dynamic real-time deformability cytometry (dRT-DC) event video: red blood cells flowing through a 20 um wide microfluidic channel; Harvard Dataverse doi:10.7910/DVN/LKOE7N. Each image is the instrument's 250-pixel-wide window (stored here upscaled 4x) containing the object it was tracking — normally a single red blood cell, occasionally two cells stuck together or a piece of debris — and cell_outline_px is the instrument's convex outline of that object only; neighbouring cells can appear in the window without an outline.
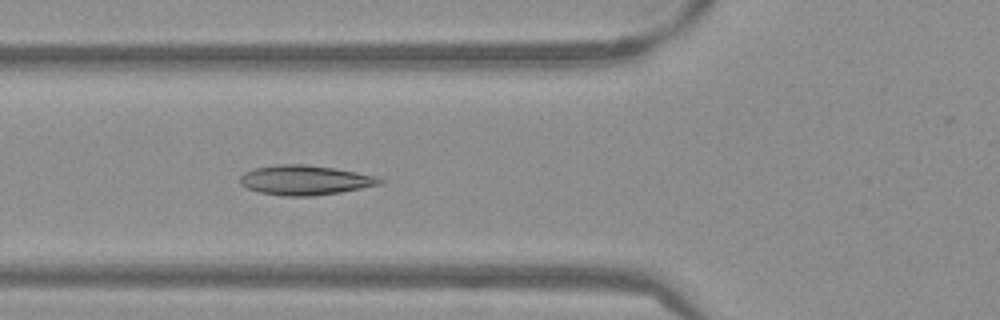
{"species": "Egyptian fruit bat (a non-hibernating species)", "species_latin": "Rousettus aegyptiacus", "temperature_condition": "warm", "stored_images_in_passage": 52, "camera_frame_rate_fps": 3000, "um_per_image_px": 0.085, "frame": {"image": 1, "passage_image": 19, "time_ms": 6.0, "image_size_px": [1000, 320], "cell_outline_px": [[384, 180], [380, 184], [340, 192], [312, 196], [284, 196], [260, 192], [248, 188], [240, 184], [240, 176], [244, 172], [252, 168], [276, 164], [304, 164], [332, 168], [356, 172], [376, 176]], "centroid_in_image_um": [25.88, 15.3], "position_along_channel_um": 99.9, "area_um2": 24.04}}
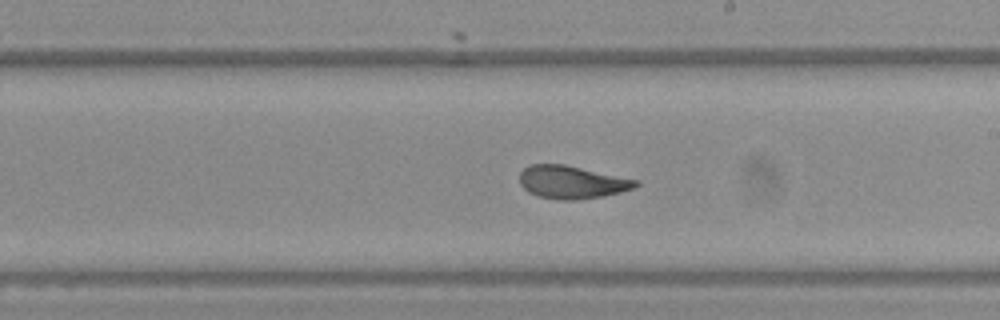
{"frame": {"image": 2, "passage_image": 30, "time_ms": 9.667, "image_size_px": [1000, 320], "cell_outline_px": [[640, 184], [632, 188], [620, 192], [600, 196], [576, 200], [560, 200], [540, 196], [528, 192], [520, 184], [520, 172], [528, 164], [564, 164], [640, 180]], "centroid_in_image_um": [48.6, 15.47], "position_along_channel_um": 240.4, "area_um2": 22.2}}
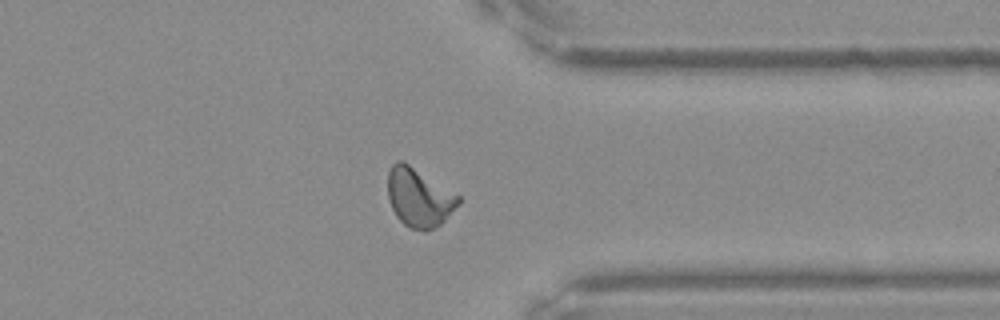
{"frame": {"image": 3, "passage_image": 41, "time_ms": 13.333, "image_size_px": [1000, 320], "cell_outline_px": [[460, 200], [444, 220], [440, 224], [424, 232], [412, 228], [404, 224], [396, 216], [388, 200], [388, 172], [392, 164], [396, 160], [404, 160], [460, 196]], "centroid_in_image_um": [35.57, 16.76], "position_along_channel_um": 375.8, "area_um2": 23.99}, "authors_computed_cell_mechanics": {"area_um2": 23.409, "velocity_mm_per_s": 3.814, "shape_relaxation_time_tau1_ms": 6.1445, "shape_relaxation_time_tau2_ms": 0.992, "deformation_change_tau1": 0.1535, "deformation_change_tau2": 0.0779}}